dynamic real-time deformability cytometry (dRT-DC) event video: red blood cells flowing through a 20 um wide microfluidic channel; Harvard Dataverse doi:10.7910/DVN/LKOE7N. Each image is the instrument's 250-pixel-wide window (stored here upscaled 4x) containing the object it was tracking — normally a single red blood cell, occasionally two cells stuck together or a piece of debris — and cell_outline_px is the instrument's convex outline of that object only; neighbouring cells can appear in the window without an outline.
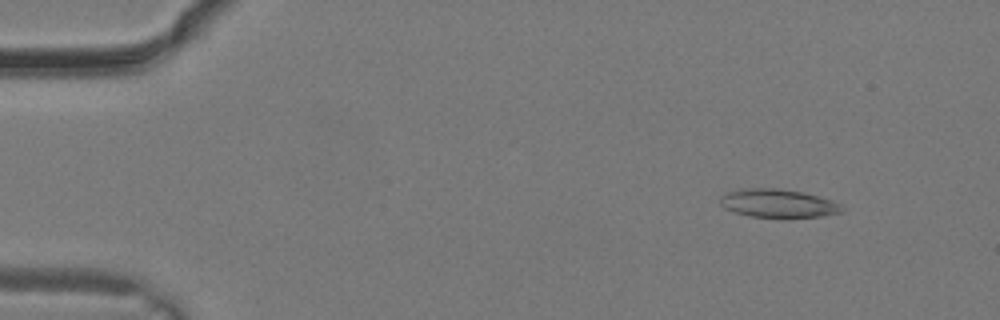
{"species": "common noctule bat (a hibernating species)", "species_latin": "Nyctalus noctula", "temperature_condition": "warm", "stored_images_in_passage": 17, "camera_frame_rate_fps": 3000, "um_per_image_px": 0.085, "animal": {"sex": "male", "body_mass_g": 19.2, "forearm_length_mm": 51.8}, "frame": {"image": 1, "passage_image": 4, "time_ms": 1.0, "image_size_px": [1000, 320], "cell_outline_px": [[840, 212], [820, 216], [788, 220], [780, 220], [752, 216], [736, 212], [724, 208], [720, 204], [720, 196], [728, 192], [740, 188], [776, 188], [804, 192], [832, 200], [840, 204]], "centroid_in_image_um": [66.11, 17.31], "position_along_channel_um": 18.9, "area_um2": 20.69}}
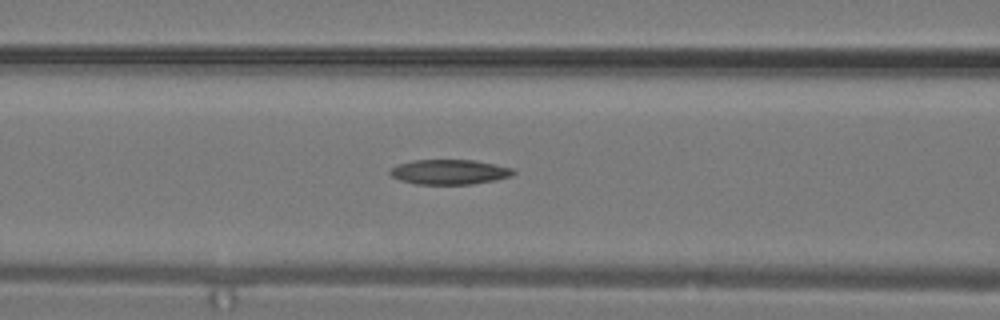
{"frame": {"image": 2, "passage_image": 13, "time_ms": 4.0, "image_size_px": [1000, 320], "cell_outline_px": [[516, 172], [512, 176], [496, 180], [472, 184], [416, 184], [400, 180], [392, 176], [388, 172], [396, 164], [412, 160], [476, 160], [512, 168]], "centroid_in_image_um": [38.2, 14.61], "position_along_channel_um": 128.4, "area_um2": 17.98}}
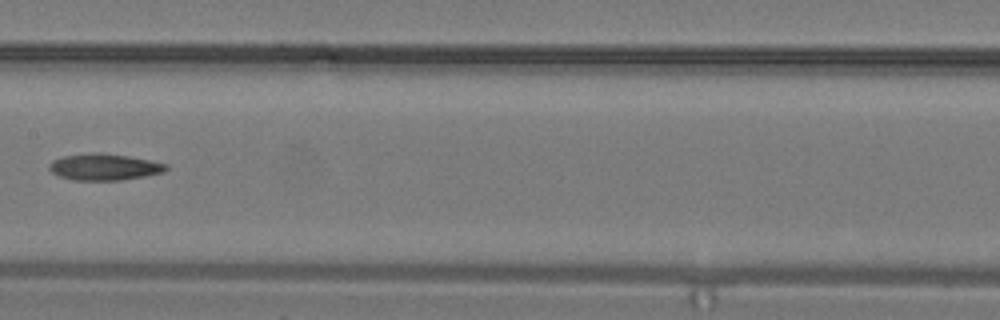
{"frame": {"image": 3, "passage_image": 16, "time_ms": 5.0, "image_size_px": [1000, 320], "cell_outline_px": [[168, 168], [164, 172], [124, 180], [76, 180], [60, 176], [52, 172], [48, 168], [48, 164], [52, 160], [64, 156], [92, 152], [100, 152], [128, 156], [168, 164]], "centroid_in_image_um": [8.86, 14.18], "position_along_channel_um": 198.5, "area_um2": 18.03}}